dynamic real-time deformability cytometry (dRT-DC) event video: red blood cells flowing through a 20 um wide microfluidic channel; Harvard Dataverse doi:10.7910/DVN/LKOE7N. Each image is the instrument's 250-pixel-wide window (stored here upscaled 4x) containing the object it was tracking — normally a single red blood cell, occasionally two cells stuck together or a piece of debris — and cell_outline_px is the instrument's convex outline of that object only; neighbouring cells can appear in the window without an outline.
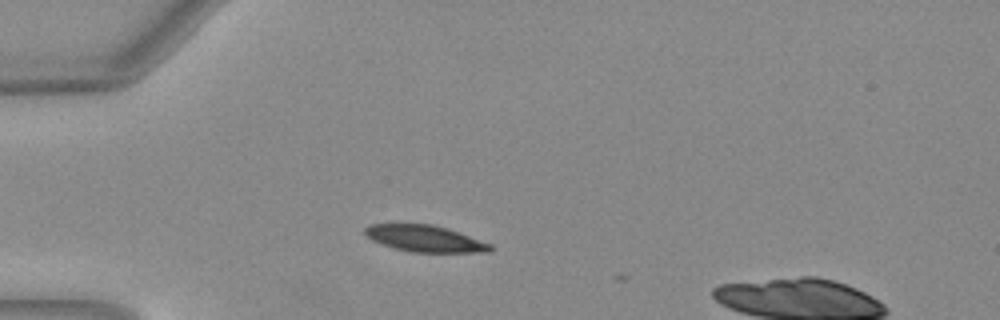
{"species": "Egyptian fruit bat (a non-hibernating species)", "species_latin": "Rousettus aegyptiacus", "temperature_condition": "warm", "stored_images_in_passage": 12, "camera_frame_rate_fps": 3000, "um_per_image_px": 0.085, "animal": {"sex": "female"}, "frame": {"image": 1, "passage_image": 5, "time_ms": 1.333, "image_size_px": [1000, 320], "cell_outline_px": [[492, 248], [488, 252], [412, 252], [396, 248], [372, 240], [364, 232], [364, 228], [368, 224], [432, 224], [448, 228], [492, 244]], "centroid_in_image_um": [36.13, 20.27], "position_along_channel_um": 48.9, "area_um2": 19.19}}